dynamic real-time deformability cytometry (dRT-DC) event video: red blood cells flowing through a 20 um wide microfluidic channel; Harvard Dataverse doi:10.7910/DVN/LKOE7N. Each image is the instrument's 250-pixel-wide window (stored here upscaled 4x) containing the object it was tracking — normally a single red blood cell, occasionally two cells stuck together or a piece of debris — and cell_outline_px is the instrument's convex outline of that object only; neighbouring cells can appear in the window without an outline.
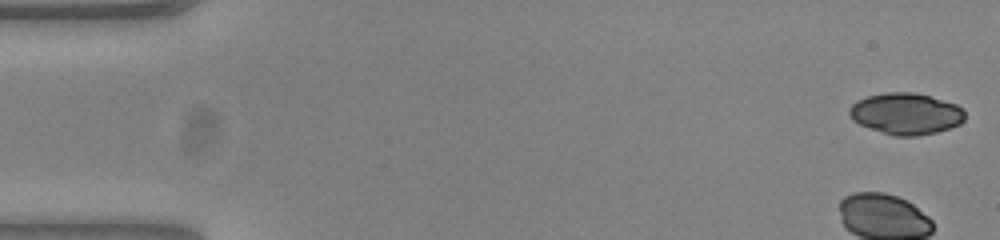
{"species": "common noctule bat (a hibernating species)", "species_latin": "Nyctalus noctula", "temperature_condition": "warm", "stored_images_in_passage": 44, "camera_frame_rate_fps": 3000, "um_per_image_px": 0.085, "animal": {"sex": "female", "body_mass_g": 23.0, "forearm_length_mm": 53.4}, "frame": {"image": 1, "passage_image": 1, "time_ms": 0.0, "image_size_px": [1000, 240], "cell_outline_px": [[964, 120], [960, 124], [936, 132], [916, 136], [896, 136], [860, 124], [852, 120], [848, 112], [848, 108], [856, 100], [868, 96], [884, 92], [916, 92], [956, 104], [964, 108]], "centroid_in_image_um": [77.0, 9.65], "position_along_channel_um": 8.0, "area_um2": 27.86}}